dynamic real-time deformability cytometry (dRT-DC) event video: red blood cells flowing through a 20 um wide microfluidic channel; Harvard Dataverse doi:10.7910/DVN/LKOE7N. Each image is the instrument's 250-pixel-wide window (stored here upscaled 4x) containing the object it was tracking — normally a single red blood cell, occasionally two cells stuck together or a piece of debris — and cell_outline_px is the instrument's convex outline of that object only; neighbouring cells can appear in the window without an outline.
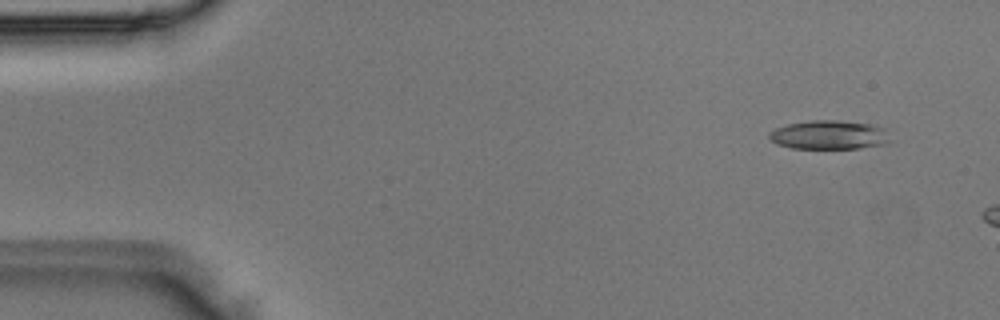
{"species": "Egyptian fruit bat (a non-hibernating species)", "species_latin": "Rousettus aegyptiacus", "temperature_condition": "room temperature", "stored_images_in_passage": 9, "camera_frame_rate_fps": 3000, "um_per_image_px": 0.085, "animal": {"sex": "male"}, "frame": {"image": 1, "passage_image": 4, "time_ms": 1.0, "image_size_px": [1000, 320], "cell_outline_px": [[888, 144], [860, 148], [792, 148], [776, 144], [768, 136], [768, 132], [776, 128], [788, 124], [812, 120], [836, 120], [872, 124], [888, 128]], "centroid_in_image_um": [70.51, 11.46], "position_along_channel_um": 14.5, "area_um2": 20.52}}